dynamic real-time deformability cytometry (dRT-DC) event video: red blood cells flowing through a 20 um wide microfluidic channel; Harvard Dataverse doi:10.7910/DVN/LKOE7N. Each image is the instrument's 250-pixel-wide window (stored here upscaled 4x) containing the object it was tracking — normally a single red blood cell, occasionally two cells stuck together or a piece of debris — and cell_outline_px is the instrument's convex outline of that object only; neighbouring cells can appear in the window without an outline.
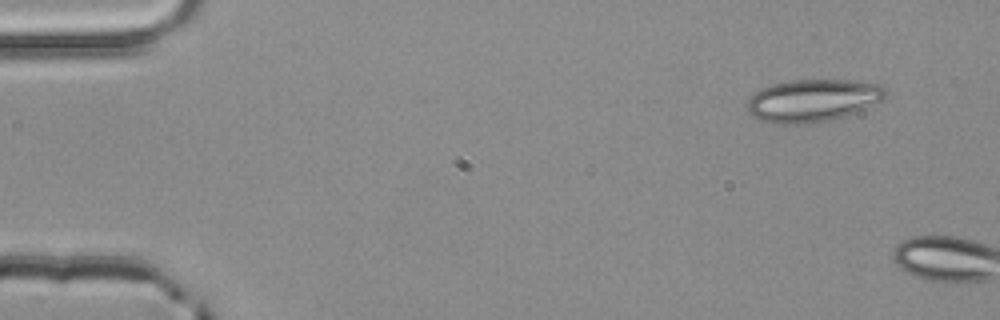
{"species": "common noctule bat (a hibernating species)", "species_latin": "Nyctalus noctula", "temperature_condition": "room temperature", "stored_images_in_passage": 2, "camera_frame_rate_fps": 3000, "um_per_image_px": 0.085, "animal": {"sex": "male", "body_mass_g": 20.4}, "frame": {"image": 1, "passage_image": 1, "time_ms": 0.0, "image_size_px": [1000, 320], "cell_outline_px": [[888, 92], [880, 100], [856, 112], [844, 116], [828, 120], [804, 124], [772, 124], [760, 120], [752, 116], [748, 112], [748, 100], [756, 92], [772, 84], [788, 80], [852, 80], [880, 84]], "centroid_in_image_um": [69.06, 8.54], "position_along_channel_um": 15.9, "area_um2": 34.1}}